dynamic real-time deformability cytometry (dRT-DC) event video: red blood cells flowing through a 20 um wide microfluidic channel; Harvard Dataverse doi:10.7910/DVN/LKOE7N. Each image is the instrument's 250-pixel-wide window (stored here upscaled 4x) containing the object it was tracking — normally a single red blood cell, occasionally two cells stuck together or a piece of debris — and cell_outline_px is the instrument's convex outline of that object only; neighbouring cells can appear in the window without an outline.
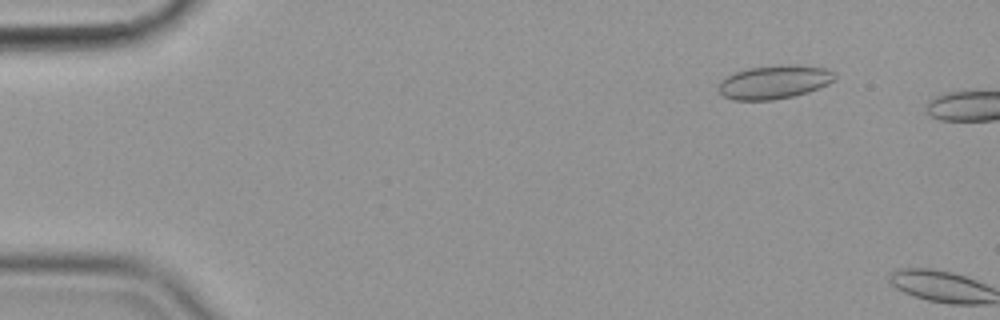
{"species": "common noctule bat (a hibernating species)", "species_latin": "Nyctalus noctula", "temperature_condition": "cold", "stored_images_in_passage": 8, "camera_frame_rate_fps": 3000, "um_per_image_px": 0.085, "animal": {"sex": "female", "body_mass_g": 19.9}, "frame": {"image": 1, "passage_image": 7, "time_ms": 2.0, "image_size_px": [1000, 320], "cell_outline_px": [[836, 80], [828, 84], [808, 92], [792, 96], [772, 100], [732, 100], [724, 96], [716, 88], [720, 80], [736, 72], [748, 68], [780, 64], [796, 64], [828, 68], [836, 72]], "centroid_in_image_um": [65.84, 6.96], "position_along_channel_um": 19.2, "area_um2": 23.12}}